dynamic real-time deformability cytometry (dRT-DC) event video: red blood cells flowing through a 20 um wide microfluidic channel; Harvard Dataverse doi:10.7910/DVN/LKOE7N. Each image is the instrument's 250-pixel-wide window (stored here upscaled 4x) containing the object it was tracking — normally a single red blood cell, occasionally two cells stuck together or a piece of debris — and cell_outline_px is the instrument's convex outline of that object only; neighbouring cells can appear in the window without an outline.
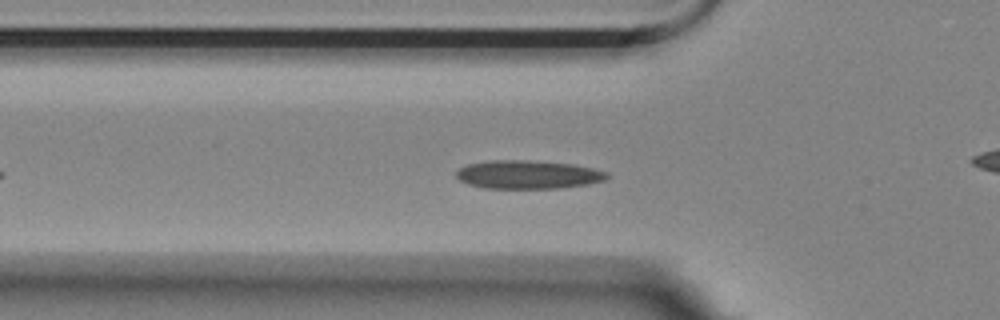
{"species": "Egyptian fruit bat (a non-hibernating species)", "species_latin": "Rousettus aegyptiacus", "temperature_condition": "room temperature", "stored_images_in_passage": 24, "camera_frame_rate_fps": 3000, "um_per_image_px": 0.085, "animal": {"sex": "female"}, "frame": {"image": 1, "passage_image": 10, "time_ms": 3.0, "image_size_px": [1000, 320], "cell_outline_px": [[608, 176], [604, 180], [588, 184], [560, 188], [484, 188], [468, 184], [460, 180], [456, 176], [456, 172], [460, 168], [468, 164], [492, 160], [524, 160], [572, 164], [592, 168], [608, 172]], "centroid_in_image_um": [44.87, 14.84], "position_along_channel_um": 80.9, "area_um2": 24.8}}
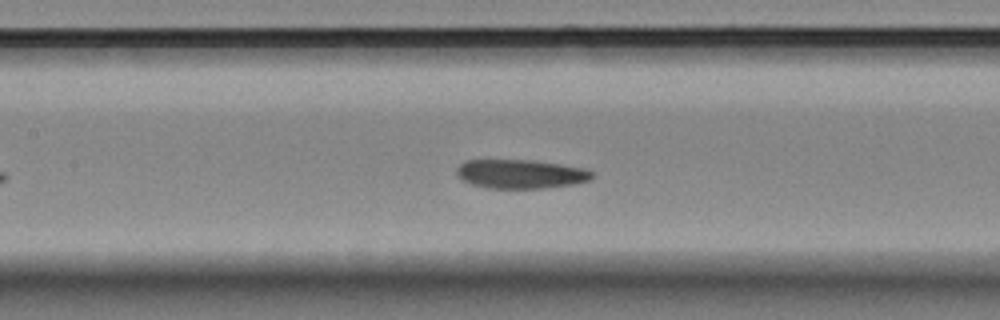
{"frame": {"image": 2, "passage_image": 17, "time_ms": 5.333, "image_size_px": [1000, 320], "cell_outline_px": [[596, 176], [588, 180], [572, 184], [544, 188], [488, 188], [472, 184], [464, 180], [456, 172], [456, 168], [464, 160], [536, 160], [588, 168], [596, 172]], "centroid_in_image_um": [44.33, 14.77], "position_along_channel_um": 163.1, "area_um2": 23.06}}
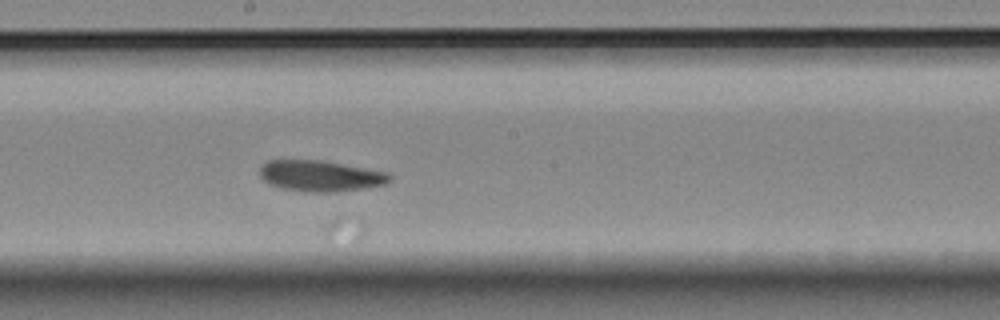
{"frame": {"image": 3, "passage_image": 22, "time_ms": 7.0, "image_size_px": [1000, 320], "cell_outline_px": [[392, 180], [388, 184], [340, 192], [304, 192], [280, 188], [268, 184], [260, 176], [260, 168], [268, 160], [320, 160], [388, 172], [392, 176]], "centroid_in_image_um": [27.26, 14.97], "position_along_channel_um": 220.9, "area_um2": 23.7}}